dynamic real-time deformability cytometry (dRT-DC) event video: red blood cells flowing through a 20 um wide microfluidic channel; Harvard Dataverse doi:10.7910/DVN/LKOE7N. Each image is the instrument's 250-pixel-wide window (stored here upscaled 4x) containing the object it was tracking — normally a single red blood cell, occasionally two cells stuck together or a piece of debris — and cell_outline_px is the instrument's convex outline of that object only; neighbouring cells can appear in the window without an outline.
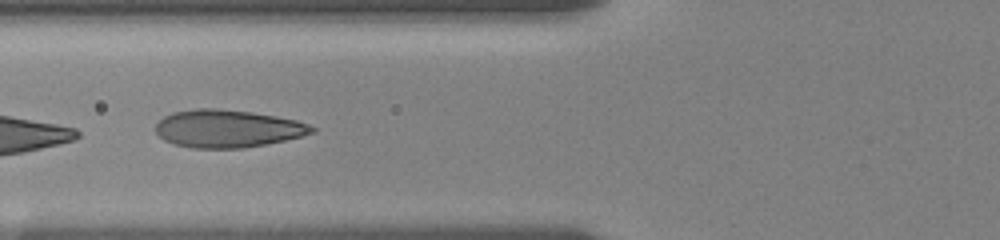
{"species": "human", "species_latin": "Homo sapiens", "temperature_condition": "room temperature", "stored_images_in_passage": 30, "camera_frame_rate_fps": 3000, "um_per_image_px": 0.085, "donor": {"sex": "female"}, "frame": {"image": 1, "passage_image": 26, "time_ms": 7.333, "image_size_px": [1000, 240], "cell_outline_px": [[316, 132], [284, 140], [244, 148], [192, 148], [176, 144], [164, 140], [156, 132], [156, 124], [164, 116], [172, 112], [196, 108], [216, 108], [252, 112], [276, 116], [296, 120], [308, 124], [316, 128]], "centroid_in_image_um": [19.34, 10.92], "position_along_channel_um": 106.5, "area_um2": 34.22}}
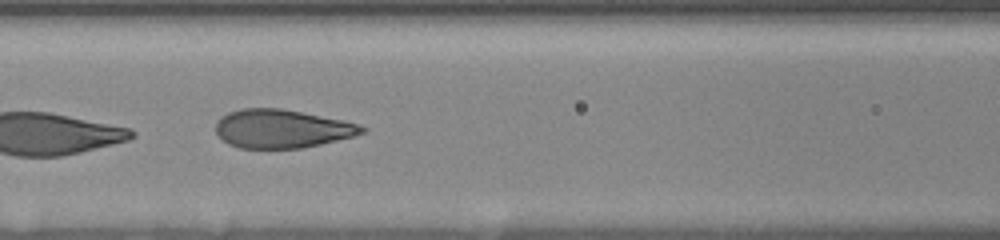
{"frame": {"image": 2, "passage_image": 28, "time_ms": 8.333, "image_size_px": [1000, 240], "cell_outline_px": [[368, 132], [356, 136], [320, 144], [300, 148], [240, 148], [228, 144], [216, 136], [216, 120], [220, 116], [228, 112], [240, 108], [280, 108], [344, 120], [368, 128]], "centroid_in_image_um": [23.94, 10.94], "position_along_channel_um": 142.7, "area_um2": 33.12}}